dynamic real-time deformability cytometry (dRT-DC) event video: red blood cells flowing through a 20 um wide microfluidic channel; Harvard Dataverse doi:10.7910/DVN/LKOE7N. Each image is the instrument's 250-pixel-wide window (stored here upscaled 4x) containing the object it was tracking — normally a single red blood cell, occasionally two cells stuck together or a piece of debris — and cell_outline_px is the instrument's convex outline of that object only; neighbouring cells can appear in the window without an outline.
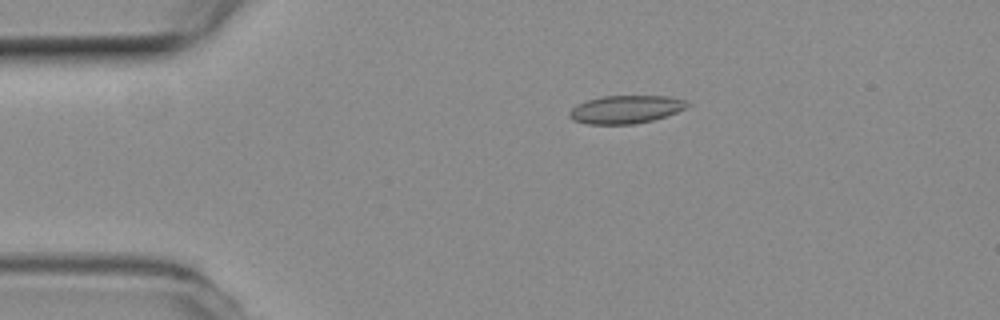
{"species": "common noctule bat (a hibernating species)", "species_latin": "Nyctalus noctula", "temperature_condition": "room temperature", "stored_images_in_passage": 45, "camera_frame_rate_fps": 3000, "um_per_image_px": 0.085, "animal": {"sex": "female", "body_mass_g": 19.3, "forearm_length_mm": 54.1}, "frame": {"image": 1, "passage_image": 3, "time_ms": 0.667, "image_size_px": [1000, 320], "cell_outline_px": [[692, 104], [676, 112], [652, 120], [632, 124], [588, 124], [572, 120], [568, 116], [568, 112], [576, 104], [588, 100], [604, 96], [668, 96], [684, 100]], "centroid_in_image_um": [53.15, 9.3], "position_along_channel_um": 31.9, "area_um2": 19.13}}
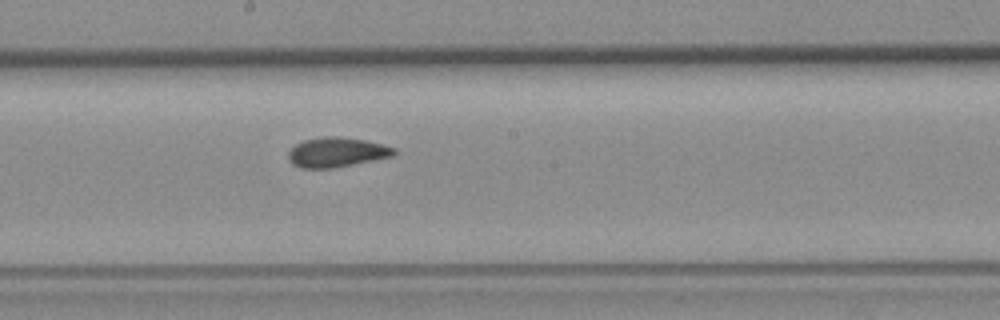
{"frame": {"image": 2, "passage_image": 21, "time_ms": 6.667, "image_size_px": [1000, 320], "cell_outline_px": [[396, 156], [332, 168], [300, 168], [292, 164], [288, 160], [288, 152], [296, 144], [304, 140], [320, 136], [340, 136], [364, 140], [396, 148]], "centroid_in_image_um": [28.61, 12.94], "position_along_channel_um": 219.6, "area_um2": 18.44}}
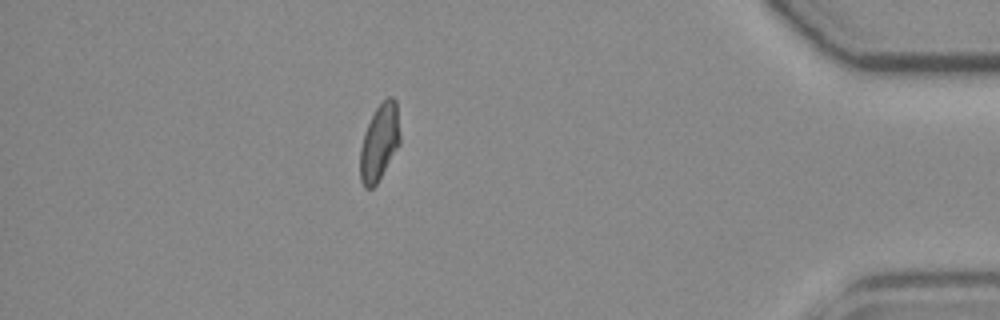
{"frame": {"image": 3, "passage_image": 39, "time_ms": 12.667, "image_size_px": [1000, 320], "cell_outline_px": [[400, 144], [376, 184], [372, 188], [364, 188], [360, 180], [360, 148], [364, 132], [376, 108], [388, 96], [392, 96], [396, 100], [400, 136]], "centroid_in_image_um": [32.25, 12.1], "position_along_channel_um": 403.0, "area_um2": 17.69}, "authors_computed_cell_mechanics": {"area_um2": 18.1492, "velocity_mm_per_s": 3.8757, "shape_relaxation_time_tau1_ms": 6.3443, "shape_relaxation_time_tau2_ms": 1.2272, "deformation_change_tau1": 0.1513, "deformation_change_tau2": 0.0734}}